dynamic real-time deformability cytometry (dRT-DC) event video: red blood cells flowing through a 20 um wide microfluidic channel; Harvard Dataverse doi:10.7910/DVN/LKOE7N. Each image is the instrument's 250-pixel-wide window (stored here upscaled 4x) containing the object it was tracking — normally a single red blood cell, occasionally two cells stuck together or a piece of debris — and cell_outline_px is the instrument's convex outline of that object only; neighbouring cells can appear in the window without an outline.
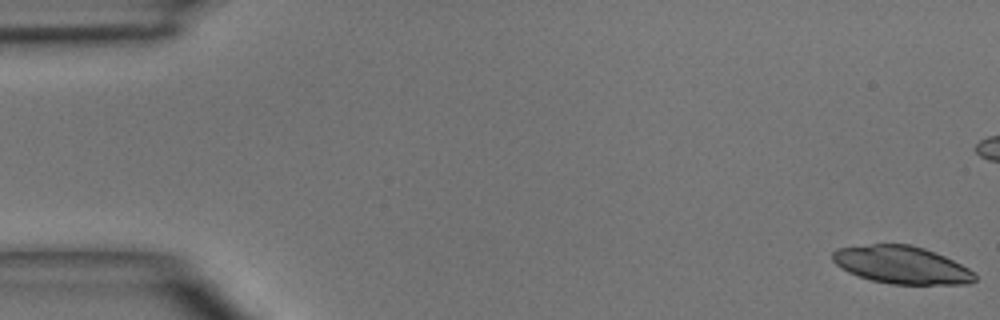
{"species": "common noctule bat (a hibernating species)", "species_latin": "Nyctalus noctula", "temperature_condition": "room temperature", "stored_images_in_passage": 7, "camera_frame_rate_fps": 3000, "um_per_image_px": 0.085, "animal": {"sex": "male", "body_mass_g": 15.6}, "frame": {"image": 1, "passage_image": 1, "time_ms": 0.0, "image_size_px": [1000, 320], "cell_outline_px": [[976, 280], [972, 284], [892, 284], [872, 280], [848, 272], [840, 268], [832, 260], [832, 252], [836, 248], [872, 244], [908, 244], [924, 248], [944, 256], [968, 268], [976, 276]], "centroid_in_image_um": [76.62, 22.52], "position_along_channel_um": 8.4, "area_um2": 31.1}}